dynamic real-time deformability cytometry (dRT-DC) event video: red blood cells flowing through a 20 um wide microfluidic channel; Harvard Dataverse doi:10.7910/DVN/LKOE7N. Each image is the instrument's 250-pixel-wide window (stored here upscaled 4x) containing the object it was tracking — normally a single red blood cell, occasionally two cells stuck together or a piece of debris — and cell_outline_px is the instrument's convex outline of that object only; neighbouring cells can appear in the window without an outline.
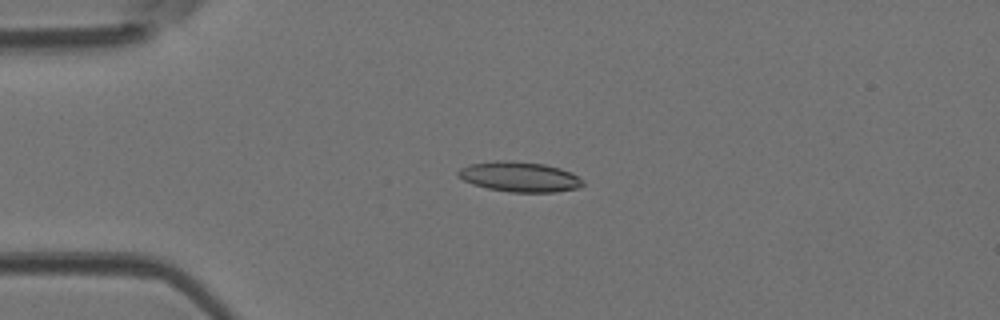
{"species": "Egyptian fruit bat (a non-hibernating species)", "species_latin": "Rousettus aegyptiacus", "temperature_condition": "room temperature", "stored_images_in_passage": 4, "camera_frame_rate_fps": 3000, "um_per_image_px": 0.085, "animal": {"sex": "female"}, "frame": {"image": 1, "passage_image": 3, "time_ms": 0.667, "image_size_px": [1000, 320], "cell_outline_px": [[584, 184], [576, 188], [556, 192], [508, 192], [488, 188], [472, 184], [456, 176], [456, 172], [460, 168], [472, 164], [500, 160], [512, 160], [544, 164], [560, 168], [572, 172], [584, 180]], "centroid_in_image_um": [44.17, 15.02], "position_along_channel_um": 40.8, "area_um2": 21.96}}